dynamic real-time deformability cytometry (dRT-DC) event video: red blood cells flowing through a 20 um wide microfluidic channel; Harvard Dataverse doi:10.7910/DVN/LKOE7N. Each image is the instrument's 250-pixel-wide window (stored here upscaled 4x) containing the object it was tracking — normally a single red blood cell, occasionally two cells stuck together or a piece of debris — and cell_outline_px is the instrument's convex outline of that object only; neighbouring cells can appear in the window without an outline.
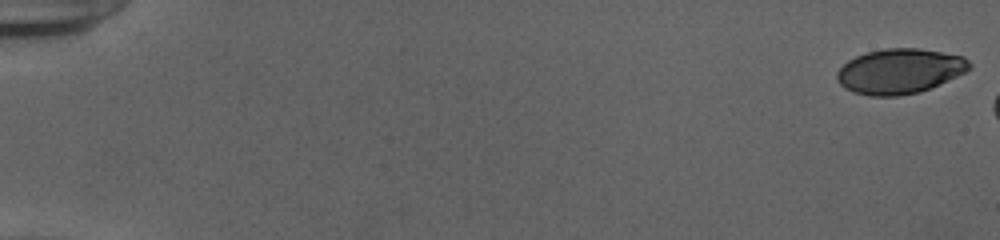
{"species": "human", "species_latin": "Homo sapiens", "temperature_condition": "cold", "stored_images_in_passage": 10, "camera_frame_rate_fps": 3000, "um_per_image_px": 0.085, "donor": {"sex": "female"}, "frame": {"image": 1, "passage_image": 1, "time_ms": 0.0, "image_size_px": [1000, 240], "cell_outline_px": [[972, 64], [964, 72], [940, 84], [920, 92], [896, 96], [872, 96], [852, 92], [844, 88], [836, 80], [836, 72], [848, 60], [856, 56], [868, 52], [884, 48], [920, 48], [964, 56]], "centroid_in_image_um": [76.45, 6.05], "position_along_channel_um": 8.6, "area_um2": 34.74}}